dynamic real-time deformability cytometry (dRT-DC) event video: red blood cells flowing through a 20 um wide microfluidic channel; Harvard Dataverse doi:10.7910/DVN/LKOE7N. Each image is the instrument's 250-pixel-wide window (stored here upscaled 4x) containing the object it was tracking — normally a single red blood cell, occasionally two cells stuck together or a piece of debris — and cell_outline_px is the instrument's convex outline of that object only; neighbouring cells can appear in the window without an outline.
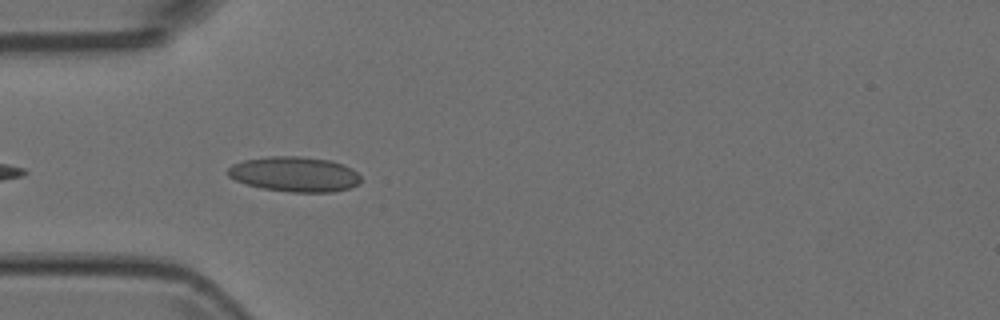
{"species": "Egyptian fruit bat (a non-hibernating species)", "species_latin": "Rousettus aegyptiacus", "temperature_condition": "room temperature", "stored_images_in_passage": 8, "camera_frame_rate_fps": 3000, "um_per_image_px": 0.085, "animal": {"sex": "female"}, "frame": {"image": 1, "passage_image": 4, "time_ms": 1.0, "image_size_px": [1000, 320], "cell_outline_px": [[360, 184], [348, 188], [332, 192], [288, 192], [260, 188], [236, 180], [228, 176], [228, 168], [232, 164], [244, 160], [268, 156], [300, 156], [332, 160], [344, 164], [352, 168], [360, 176]], "centroid_in_image_um": [25.06, 14.8], "position_along_channel_um": 59.9, "area_um2": 27.34}}
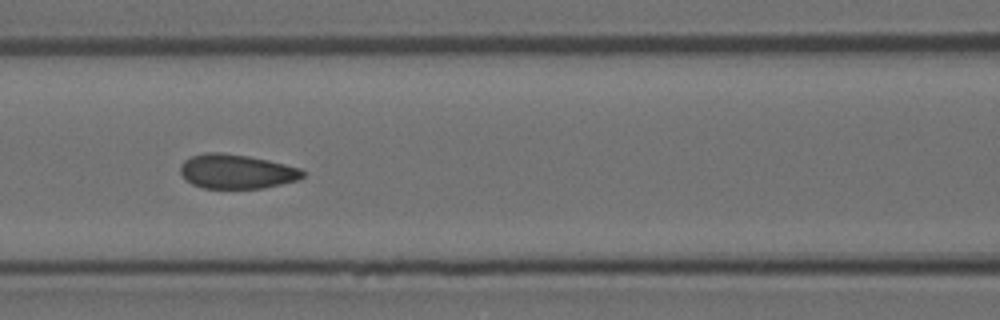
{"frame": {"image": 2, "passage_image": 6, "time_ms": 1.667, "image_size_px": [1000, 320], "cell_outline_px": [[304, 176], [296, 180], [264, 188], [204, 188], [192, 184], [180, 172], [180, 164], [184, 160], [192, 156], [208, 152], [220, 152], [248, 156], [268, 160], [300, 168], [304, 172]], "centroid_in_image_um": [20.09, 14.57], "position_along_channel_um": 146.5, "area_um2": 24.28}}
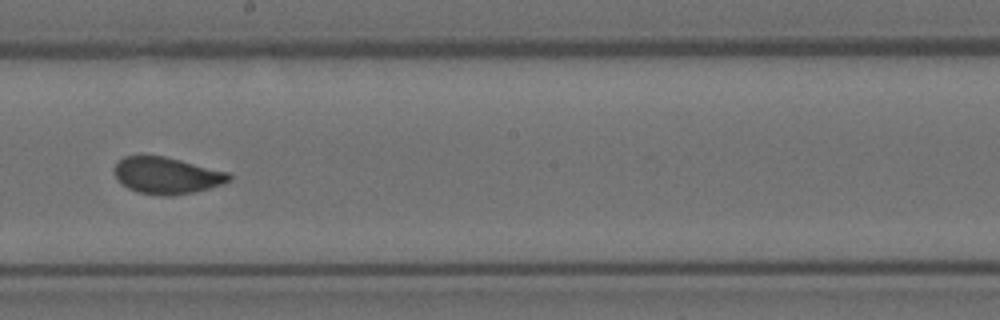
{"frame": {"image": 3, "passage_image": 8, "time_ms": 2.333, "image_size_px": [1000, 320], "cell_outline_px": [[232, 180], [224, 184], [196, 192], [172, 196], [160, 196], [136, 192], [128, 188], [116, 176], [116, 164], [124, 156], [164, 156], [228, 172], [232, 176]], "centroid_in_image_um": [14.24, 14.94], "position_along_channel_um": 234.0, "area_um2": 24.39}}